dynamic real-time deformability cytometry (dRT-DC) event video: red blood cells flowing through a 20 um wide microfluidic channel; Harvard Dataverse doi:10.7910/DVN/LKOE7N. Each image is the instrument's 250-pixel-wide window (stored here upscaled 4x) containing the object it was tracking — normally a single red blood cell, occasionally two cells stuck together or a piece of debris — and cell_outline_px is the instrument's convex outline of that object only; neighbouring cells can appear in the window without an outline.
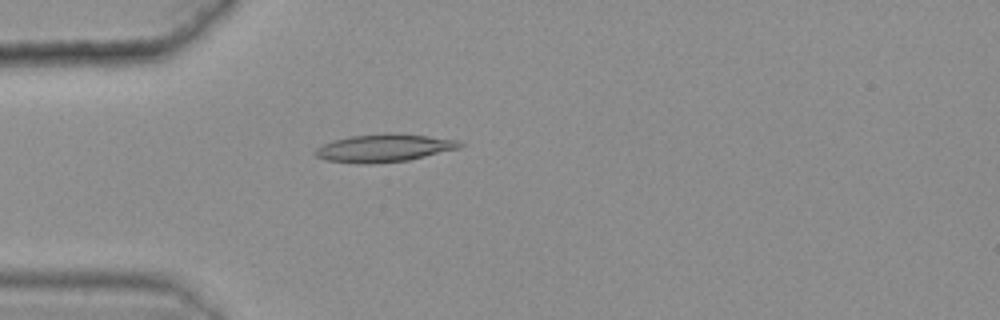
{"species": "common noctule bat (a hibernating species)", "species_latin": "Nyctalus noctula", "temperature_condition": "warm", "stored_images_in_passage": 50, "camera_frame_rate_fps": 3000, "um_per_image_px": 0.085, "animal": {"sex": "female", "body_mass_g": 25.1}, "frame": {"image": 1, "passage_image": 16, "time_ms": 5.0, "image_size_px": [1000, 320], "cell_outline_px": [[464, 144], [460, 148], [408, 160], [372, 164], [356, 164], [324, 160], [316, 156], [312, 152], [316, 148], [332, 140], [352, 136], [384, 132], [392, 132], [428, 136], [460, 140]], "centroid_in_image_um": [32.62, 12.58], "position_along_channel_um": 52.4, "area_um2": 23.81}}
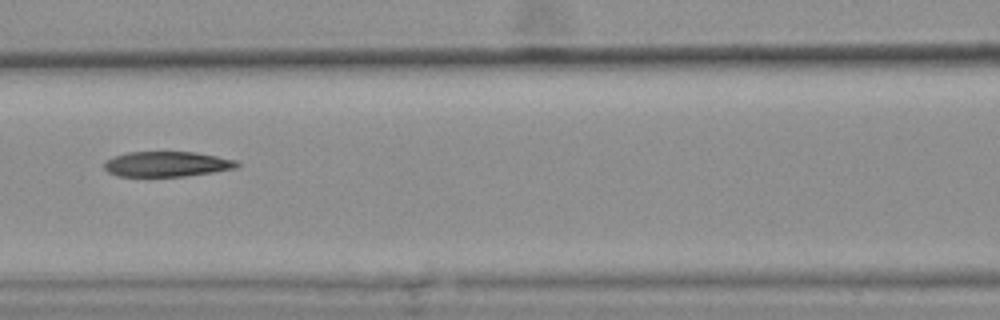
{"frame": {"image": 2, "passage_image": 25, "time_ms": 8.0, "image_size_px": [1000, 320], "cell_outline_px": [[240, 164], [236, 168], [212, 172], [184, 176], [116, 176], [108, 172], [104, 168], [104, 160], [112, 156], [128, 152], [196, 152], [236, 160]], "centroid_in_image_um": [14.14, 13.94], "position_along_channel_um": 152.5, "area_um2": 19.54}}
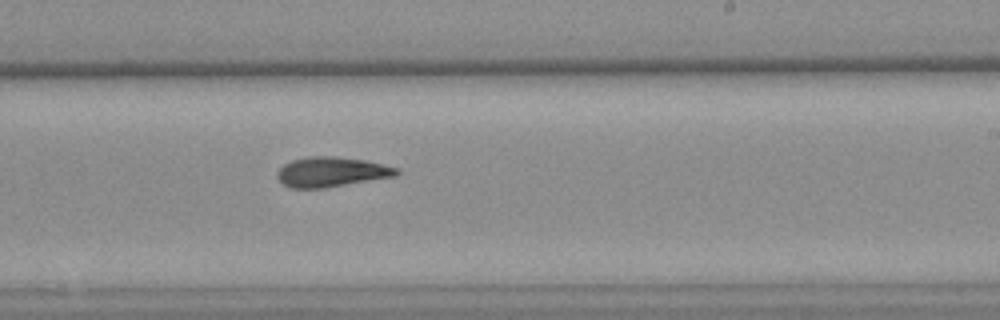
{"frame": {"image": 3, "passage_image": 34, "time_ms": 11.0, "image_size_px": [1000, 320], "cell_outline_px": [[400, 172], [396, 176], [324, 188], [292, 188], [284, 184], [276, 176], [276, 172], [284, 164], [292, 160], [308, 156], [336, 156], [364, 160], [384, 164], [400, 168]], "centroid_in_image_um": [28.19, 14.6], "position_along_channel_um": 260.8, "area_um2": 20.87}, "authors_computed_cell_mechanics": {"area_um2": 20.9814, "velocity_mm_per_s": 3.6209, "shape_relaxation_time_tau1_ms": null, "shape_relaxation_time_tau2_ms": 5.8848, "deformation_change_tau1": null, "deformation_change_tau2": 0.1404}}